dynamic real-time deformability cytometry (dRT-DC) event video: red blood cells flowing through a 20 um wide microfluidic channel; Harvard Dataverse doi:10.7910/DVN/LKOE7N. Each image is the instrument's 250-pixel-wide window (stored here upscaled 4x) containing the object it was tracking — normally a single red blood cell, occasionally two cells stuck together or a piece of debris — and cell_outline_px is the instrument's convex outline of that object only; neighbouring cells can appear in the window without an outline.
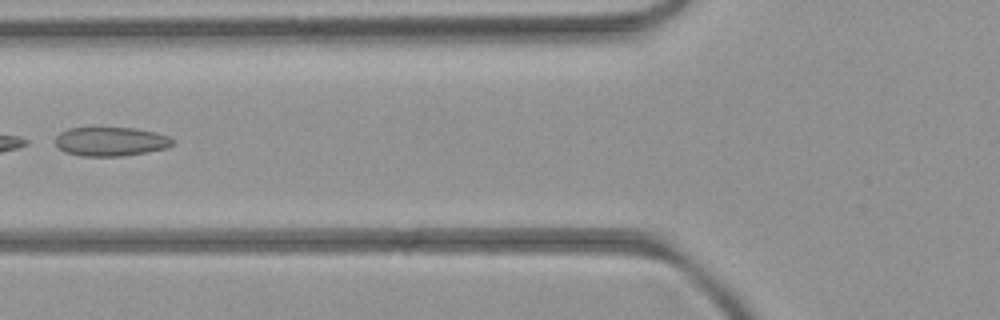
{"species": "common noctule bat (a hibernating species)", "species_latin": "Nyctalus noctula", "temperature_condition": "room temperature", "stored_images_in_passage": 5, "camera_frame_rate_fps": 3000, "um_per_image_px": 0.085, "animal": {"sex": "female", "body_mass_g": 21.9}, "frame": {"image": 1, "passage_image": 5, "time_ms": 5.333, "image_size_px": [1000, 320], "cell_outline_px": [[176, 140], [168, 148], [148, 152], [124, 156], [80, 156], [64, 152], [56, 144], [56, 136], [60, 132], [68, 128], [136, 128], [156, 132], [168, 136]], "centroid_in_image_um": [9.44, 12.03], "position_along_channel_um": 116.4, "area_um2": 20.0}}